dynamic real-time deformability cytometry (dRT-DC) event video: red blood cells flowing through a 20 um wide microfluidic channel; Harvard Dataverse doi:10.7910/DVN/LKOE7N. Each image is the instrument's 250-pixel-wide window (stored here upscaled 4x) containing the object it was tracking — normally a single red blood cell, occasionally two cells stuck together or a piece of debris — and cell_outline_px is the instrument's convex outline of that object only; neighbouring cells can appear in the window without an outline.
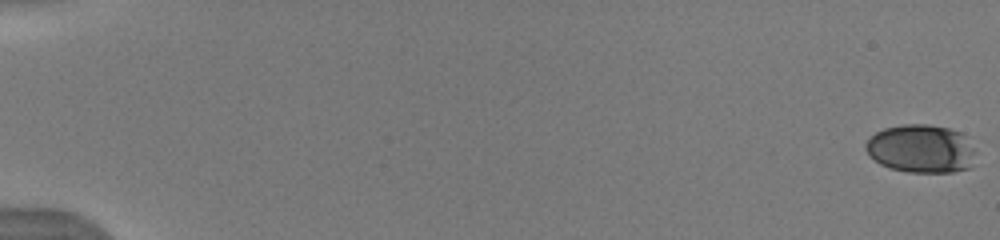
{"species": "human", "species_latin": "Homo sapiens", "temperature_condition": "warm", "stored_images_in_passage": 27, "camera_frame_rate_fps": 3000, "um_per_image_px": 0.085, "donor": {"sex": "male"}, "frame": {"image": 1, "passage_image": 1, "time_ms": 0.0, "image_size_px": [1000, 240], "cell_outline_px": [[976, 152], [968, 168], [952, 172], [908, 172], [888, 168], [880, 164], [864, 148], [864, 144], [876, 132], [884, 128], [904, 124], [928, 124], [948, 128], [960, 132]], "centroid_in_image_um": [78.26, 12.64], "position_along_channel_um": 6.7, "area_um2": 30.69}}
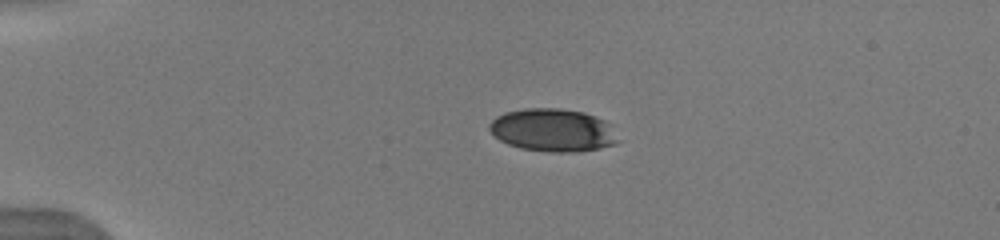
{"frame": {"image": 2, "passage_image": 21, "time_ms": 4.333, "image_size_px": [1000, 240], "cell_outline_px": [[620, 140], [616, 144], [600, 148], [580, 152], [548, 152], [520, 148], [508, 144], [500, 140], [488, 128], [488, 124], [496, 116], [504, 112], [524, 108], [560, 108], [584, 112], [604, 120], [612, 124]], "centroid_in_image_um": [47.03, 11.06], "position_along_channel_um": 38.0, "area_um2": 32.6}}